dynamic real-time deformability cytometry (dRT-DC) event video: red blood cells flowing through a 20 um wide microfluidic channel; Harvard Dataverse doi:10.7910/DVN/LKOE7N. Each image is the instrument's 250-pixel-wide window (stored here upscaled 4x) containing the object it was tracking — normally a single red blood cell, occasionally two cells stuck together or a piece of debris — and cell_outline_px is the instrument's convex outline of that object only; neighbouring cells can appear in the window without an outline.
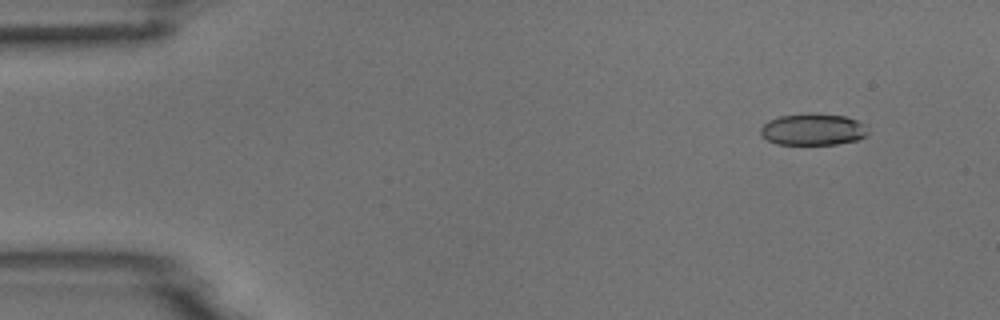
{"species": "common noctule bat (a hibernating species)", "species_latin": "Nyctalus noctula", "temperature_condition": "room temperature", "stored_images_in_passage": 5, "camera_frame_rate_fps": 3000, "um_per_image_px": 0.085, "animal": {"sex": "male", "body_mass_g": 18.8}, "frame": {"image": 1, "passage_image": 2, "time_ms": 1.0, "image_size_px": [1000, 320], "cell_outline_px": [[868, 132], [864, 136], [856, 140], [836, 144], [776, 144], [760, 136], [760, 128], [768, 120], [780, 116], [804, 112], [816, 112], [844, 116], [856, 120], [864, 124]], "centroid_in_image_um": [69.05, 10.98], "position_along_channel_um": 15.9, "area_um2": 20.06}}
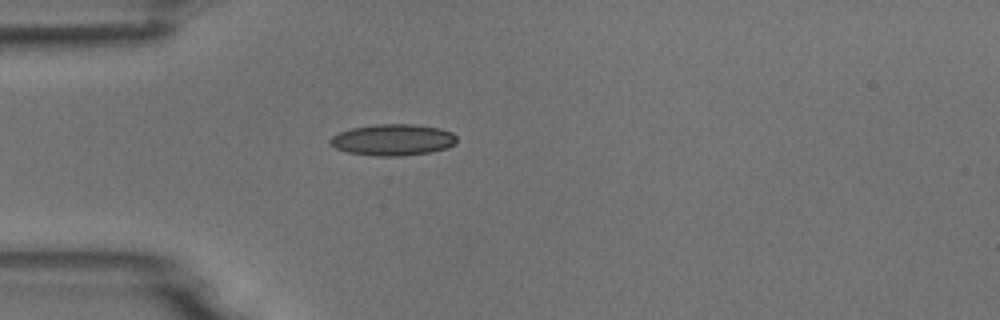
{"frame": {"image": 2, "passage_image": 5, "time_ms": 4.333, "image_size_px": [1000, 320], "cell_outline_px": [[456, 144], [448, 148], [432, 152], [400, 156], [376, 156], [348, 152], [336, 148], [328, 140], [332, 136], [340, 132], [352, 128], [376, 124], [412, 124], [440, 128], [452, 132], [456, 136]], "centroid_in_image_um": [33.43, 11.89], "position_along_channel_um": 51.6, "area_um2": 23.18}}